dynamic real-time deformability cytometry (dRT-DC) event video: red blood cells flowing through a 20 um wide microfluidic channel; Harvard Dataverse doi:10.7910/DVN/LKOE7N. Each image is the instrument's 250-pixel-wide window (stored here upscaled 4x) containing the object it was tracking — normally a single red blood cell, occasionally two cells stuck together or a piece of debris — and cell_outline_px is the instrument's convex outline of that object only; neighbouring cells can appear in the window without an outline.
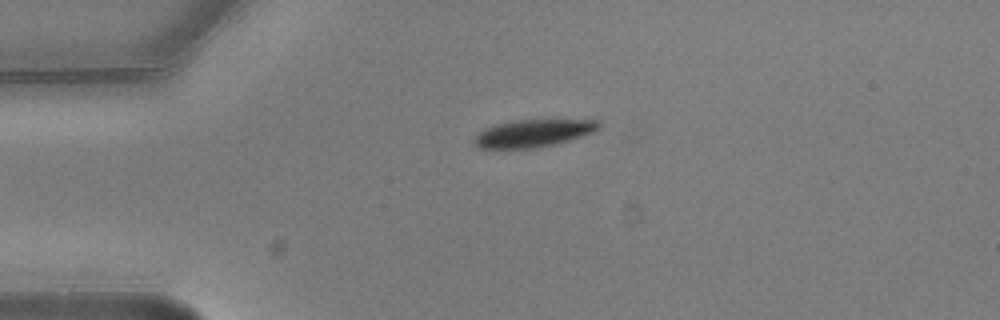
{"species": "common noctule bat (a hibernating species)", "species_latin": "Nyctalus noctula", "temperature_condition": "warm", "stored_images_in_passage": 2, "camera_frame_rate_fps": 3000, "um_per_image_px": 0.085, "animal": {"sex": "male", "body_mass_g": 20.5, "forearm_length_mm": 52.5}, "frame": {"image": 1, "passage_image": 1, "time_ms": 0.0, "image_size_px": [1000, 320], "cell_outline_px": [[600, 128], [592, 132], [568, 140], [552, 144], [532, 148], [480, 148], [472, 140], [484, 128], [496, 124], [512, 120], [600, 120]], "centroid_in_image_um": [45.3, 11.31], "position_along_channel_um": 39.7, "area_um2": 19.59}}